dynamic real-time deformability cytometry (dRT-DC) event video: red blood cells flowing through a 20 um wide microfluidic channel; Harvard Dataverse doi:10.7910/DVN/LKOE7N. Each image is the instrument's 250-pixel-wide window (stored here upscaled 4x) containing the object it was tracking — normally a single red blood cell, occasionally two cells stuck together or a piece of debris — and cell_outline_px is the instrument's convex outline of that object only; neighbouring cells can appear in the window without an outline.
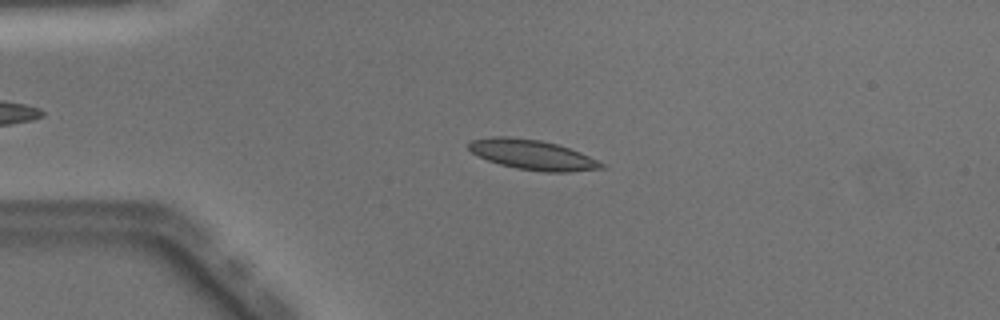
{"species": "Egyptian fruit bat (a non-hibernating species)", "species_latin": "Rousettus aegyptiacus", "temperature_condition": "warm", "stored_images_in_passage": 49, "camera_frame_rate_fps": 3000, "um_per_image_px": 0.085, "animal": {"sex": "male"}, "frame": {"image": 1, "passage_image": 11, "time_ms": 3.333, "image_size_px": [1000, 320], "cell_outline_px": [[604, 168], [568, 172], [544, 172], [516, 168], [500, 164], [488, 160], [472, 152], [468, 148], [468, 144], [472, 140], [492, 136], [508, 136], [540, 140], [556, 144], [580, 152], [604, 164]], "centroid_in_image_um": [45.24, 13.15], "position_along_channel_um": 39.8, "area_um2": 22.89}}
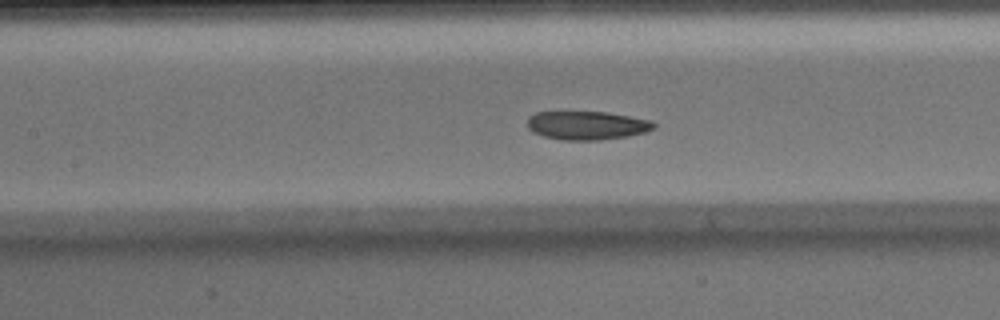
{"frame": {"image": 2, "passage_image": 22, "time_ms": 7.0, "image_size_px": [1000, 320], "cell_outline_px": [[656, 128], [644, 132], [628, 136], [600, 140], [560, 140], [544, 136], [532, 132], [528, 128], [528, 116], [536, 112], [608, 112], [652, 120], [656, 124]], "centroid_in_image_um": [49.9, 10.66], "position_along_channel_um": 157.5, "area_um2": 21.21}}
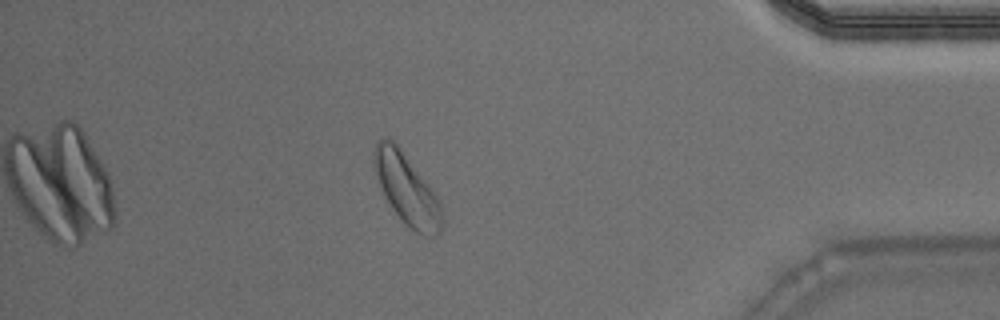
{"frame": {"image": 3, "passage_image": 43, "time_ms": 14.0, "image_size_px": [1000, 320], "cell_outline_px": [[444, 224], [440, 232], [436, 236], [420, 236], [404, 224], [392, 208], [380, 184], [372, 164], [372, 152], [376, 140], [392, 140], [400, 148], [428, 184], [440, 200], [444, 220]], "centroid_in_image_um": [34.6, 16.14], "position_along_channel_um": 400.6, "area_um2": 27.98}, "authors_computed_cell_mechanics": {"area_um2": 22.1374, "velocity_mm_per_s": 4.0101, "shape_relaxation_time_tau1_ms": 4.8555, "shape_relaxation_time_tau2_ms": 4.2015, "deformation_change_tau1": 0.1106, "deformation_change_tau2": 0.1113}}